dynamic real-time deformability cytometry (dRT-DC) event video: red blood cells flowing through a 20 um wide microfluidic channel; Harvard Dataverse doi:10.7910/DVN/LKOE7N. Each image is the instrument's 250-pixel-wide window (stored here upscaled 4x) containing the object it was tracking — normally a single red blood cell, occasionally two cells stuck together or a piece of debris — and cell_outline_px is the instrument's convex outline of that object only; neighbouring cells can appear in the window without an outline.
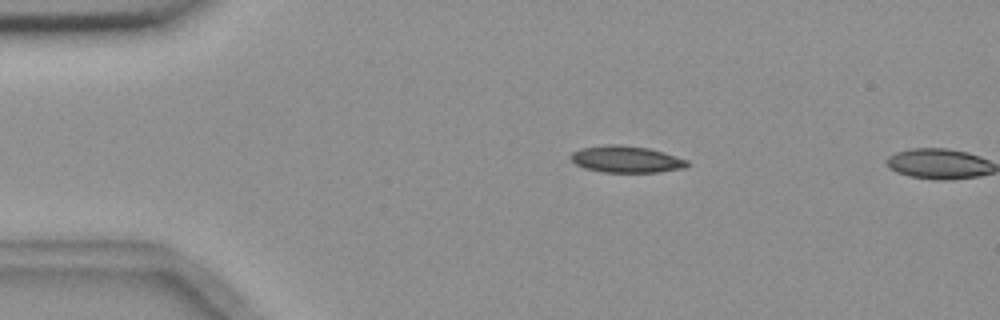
{"species": "common noctule bat (a hibernating species)", "species_latin": "Nyctalus noctula", "temperature_condition": "room temperature", "stored_images_in_passage": 4, "camera_frame_rate_fps": 3000, "um_per_image_px": 0.085, "animal": {"sex": "female", "body_mass_g": 18.4}, "frame": {"image": 1, "passage_image": 3, "time_ms": 2.333, "image_size_px": [1000, 320], "cell_outline_px": [[688, 168], [660, 172], [604, 172], [584, 168], [576, 164], [568, 156], [572, 152], [580, 148], [608, 144], [620, 144], [648, 148], [664, 152], [688, 160]], "centroid_in_image_um": [53.24, 13.53], "position_along_channel_um": 31.8, "area_um2": 18.32}}